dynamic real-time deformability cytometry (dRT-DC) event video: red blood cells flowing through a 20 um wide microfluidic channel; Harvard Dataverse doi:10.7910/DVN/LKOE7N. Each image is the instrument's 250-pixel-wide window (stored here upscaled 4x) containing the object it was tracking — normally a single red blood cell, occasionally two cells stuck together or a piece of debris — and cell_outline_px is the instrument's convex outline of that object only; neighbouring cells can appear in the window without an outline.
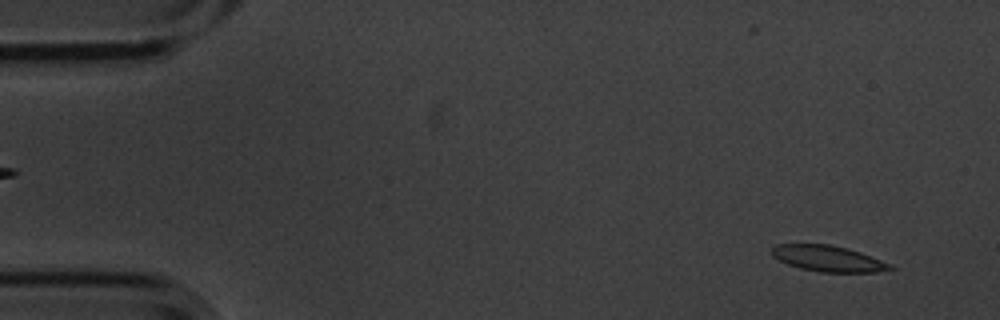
{"species": "common noctule bat (a hibernating species)", "species_latin": "Nyctalus noctula", "temperature_condition": "cold", "stored_images_in_passage": 5, "camera_frame_rate_fps": 3000, "um_per_image_px": 0.085, "animal": {"sex": "male", "body_mass_g": 20.1, "forearm_length_mm": 53.5}, "frame": {"image": 1, "passage_image": 1, "time_ms": 0.0, "image_size_px": [1000, 320], "cell_outline_px": [[896, 268], [876, 272], [820, 272], [800, 268], [788, 264], [772, 256], [772, 248], [776, 244], [828, 244], [848, 248], [860, 252], [892, 264]], "centroid_in_image_um": [70.41, 21.97], "position_along_channel_um": 14.6, "area_um2": 17.86}}
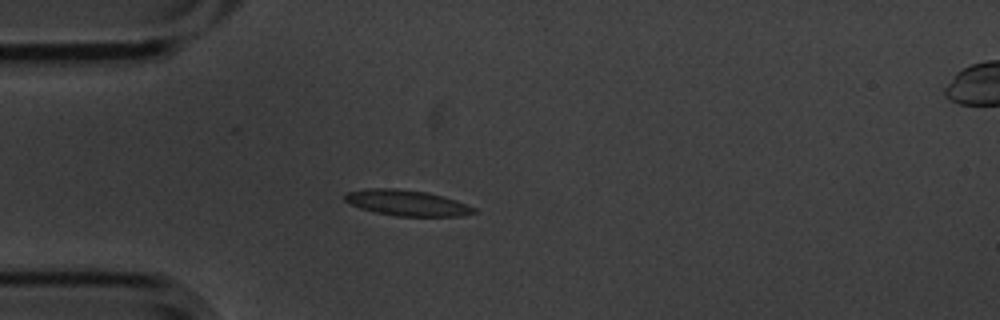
{"frame": {"image": 2, "passage_image": 4, "time_ms": 1.0, "image_size_px": [1000, 320], "cell_outline_px": [[476, 212], [460, 216], [396, 216], [372, 212], [360, 208], [344, 200], [344, 196], [348, 192], [368, 188], [396, 188], [424, 192], [444, 196], [456, 200], [476, 208]], "centroid_in_image_um": [34.58, 17.25], "position_along_channel_um": 50.4, "area_um2": 19.31}}